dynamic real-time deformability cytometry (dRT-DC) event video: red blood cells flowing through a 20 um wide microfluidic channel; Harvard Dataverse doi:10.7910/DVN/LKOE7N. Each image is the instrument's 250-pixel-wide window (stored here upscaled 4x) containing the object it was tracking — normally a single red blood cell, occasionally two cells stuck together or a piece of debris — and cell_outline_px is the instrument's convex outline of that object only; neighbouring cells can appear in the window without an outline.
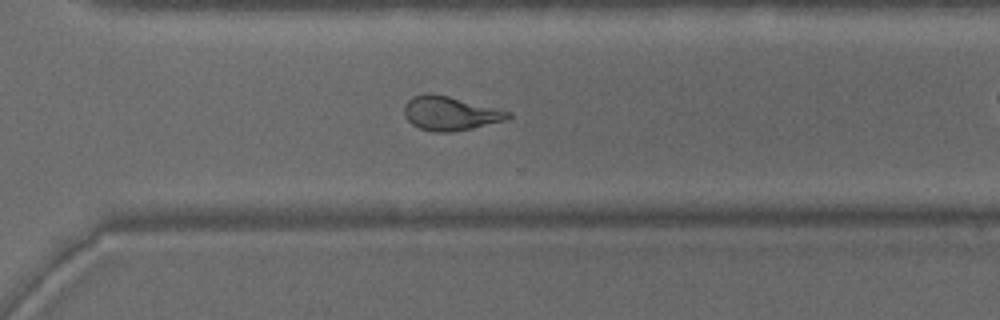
{"species": "common noctule bat (a hibernating species)", "species_latin": "Nyctalus noctula", "temperature_condition": "warm", "stored_images_in_passage": 38, "camera_frame_rate_fps": 3000, "um_per_image_px": 0.085, "animal": {"sex": "male", "body_mass_g": 15.6}, "frame": {"image": 1, "passage_image": 33, "time_ms": 10.667, "image_size_px": [1000, 320], "cell_outline_px": [[512, 116], [504, 120], [472, 128], [452, 132], [432, 132], [420, 128], [412, 124], [404, 116], [404, 104], [412, 96], [428, 92], [432, 92], [512, 112]], "centroid_in_image_um": [38.22, 9.62], "position_along_channel_um": 332.4, "area_um2": 20.58}}